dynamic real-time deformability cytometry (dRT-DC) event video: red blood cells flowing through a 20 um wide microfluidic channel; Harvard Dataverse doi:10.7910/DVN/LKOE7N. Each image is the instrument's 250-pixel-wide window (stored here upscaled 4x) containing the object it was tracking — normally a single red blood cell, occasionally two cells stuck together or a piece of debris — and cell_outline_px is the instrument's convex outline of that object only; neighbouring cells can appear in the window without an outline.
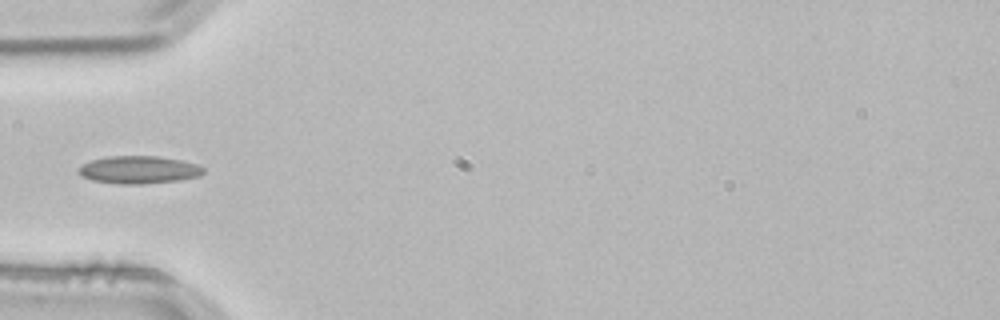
{"species": "common noctule bat (a hibernating species)", "species_latin": "Nyctalus noctula", "temperature_condition": "room temperature", "stored_images_in_passage": 4, "camera_frame_rate_fps": 3000, "um_per_image_px": 0.085, "animal": {"sex": "male", "body_mass_g": 21.5, "forearm_length_mm": 52.0}, "frame": {"image": 1, "passage_image": 4, "time_ms": 1.0, "image_size_px": [1000, 320], "cell_outline_px": [[204, 172], [200, 176], [176, 180], [140, 184], [120, 184], [92, 180], [84, 176], [76, 168], [92, 160], [108, 156], [160, 156], [180, 160], [196, 164], [204, 168]], "centroid_in_image_um": [11.81, 14.42], "position_along_channel_um": 73.2, "area_um2": 19.88}}